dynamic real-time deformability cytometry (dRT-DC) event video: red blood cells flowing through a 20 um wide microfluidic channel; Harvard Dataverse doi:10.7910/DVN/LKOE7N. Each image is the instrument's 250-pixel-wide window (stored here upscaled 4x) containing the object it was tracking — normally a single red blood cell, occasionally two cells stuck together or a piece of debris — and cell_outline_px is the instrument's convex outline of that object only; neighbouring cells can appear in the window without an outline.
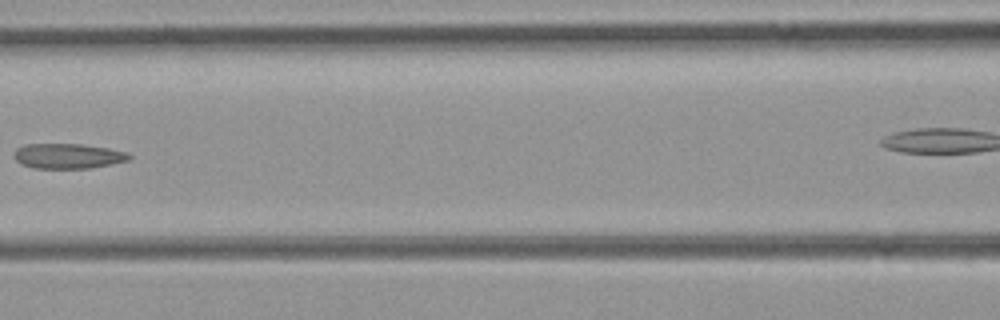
{"species": "common noctule bat (a hibernating species)", "species_latin": "Nyctalus noctula", "temperature_condition": "room temperature", "stored_images_in_passage": 7, "camera_frame_rate_fps": 3000, "um_per_image_px": 0.085, "animal": {"sex": "female", "body_mass_g": 21.9}, "frame": {"image": 1, "passage_image": 5, "time_ms": 1.333, "image_size_px": [1000, 320], "cell_outline_px": [[132, 156], [128, 160], [112, 164], [88, 168], [32, 168], [16, 160], [12, 156], [16, 148], [24, 144], [80, 144], [108, 148], [128, 152]], "centroid_in_image_um": [5.76, 13.25], "position_along_channel_um": 160.8, "area_um2": 16.82}}